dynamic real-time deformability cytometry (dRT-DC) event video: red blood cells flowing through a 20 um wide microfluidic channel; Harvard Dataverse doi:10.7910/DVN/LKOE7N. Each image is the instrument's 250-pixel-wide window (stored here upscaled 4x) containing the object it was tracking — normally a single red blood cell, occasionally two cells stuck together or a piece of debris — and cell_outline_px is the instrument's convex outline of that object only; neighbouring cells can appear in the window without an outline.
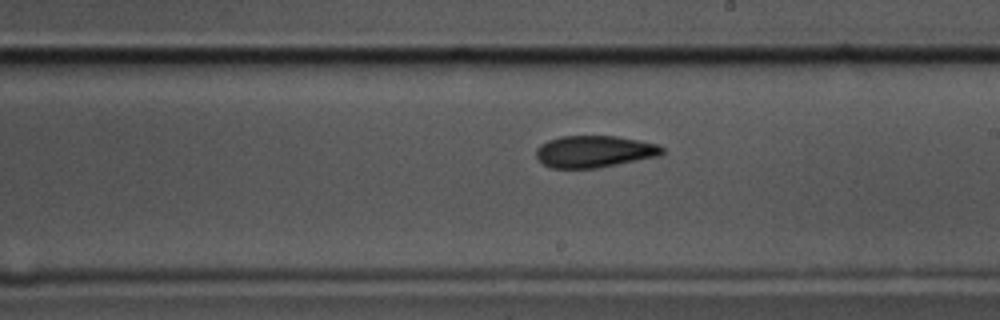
{"species": "common noctule bat (a hibernating species)", "species_latin": "Nyctalus noctula", "temperature_condition": "cold", "stored_images_in_passage": 42, "camera_frame_rate_fps": 3000, "um_per_image_px": 0.085, "animal": {"sex": "male", "body_mass_g": 17.5, "forearm_length_mm": 52.3}, "frame": {"image": 1, "passage_image": 27, "time_ms": 8.667, "image_size_px": [1000, 320], "cell_outline_px": [[664, 152], [660, 156], [596, 168], [552, 168], [544, 164], [536, 156], [536, 148], [540, 144], [548, 140], [560, 136], [616, 136], [640, 140], [660, 144], [664, 148]], "centroid_in_image_um": [50.55, 12.87], "position_along_channel_um": 238.5, "area_um2": 23.52}}
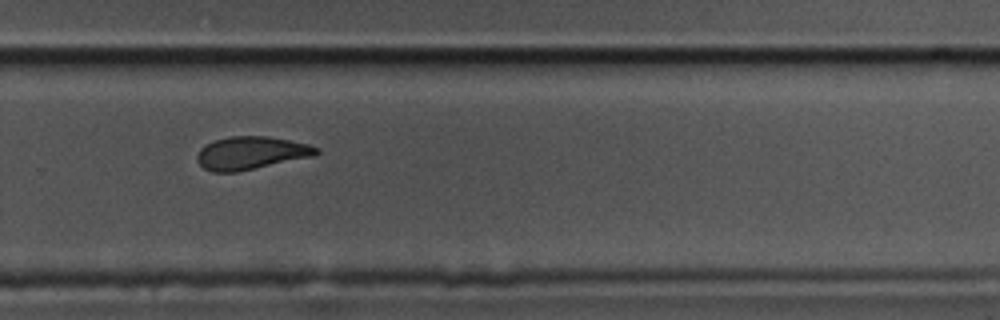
{"frame": {"image": 2, "passage_image": 33, "time_ms": 10.667, "image_size_px": [1000, 320], "cell_outline_px": [[320, 152], [316, 156], [236, 172], [212, 172], [204, 168], [196, 160], [196, 156], [200, 148], [216, 140], [228, 136], [268, 136], [308, 144], [320, 148]], "centroid_in_image_um": [21.37, 13.01], "position_along_channel_um": 308.4, "area_um2": 22.95}}
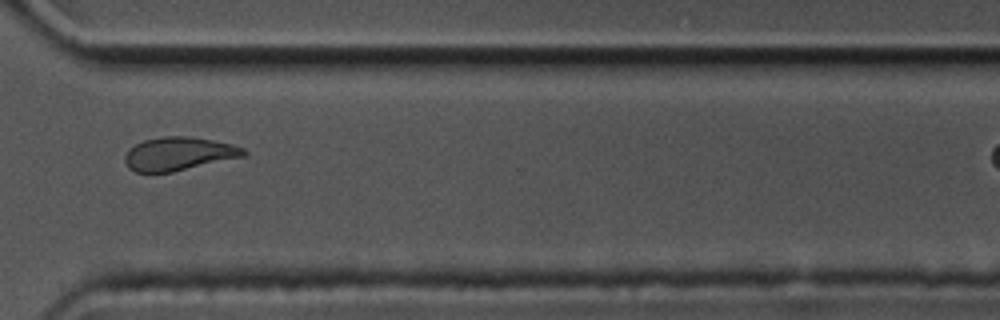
{"frame": {"image": 3, "passage_image": 37, "time_ms": 12.0, "image_size_px": [1000, 320], "cell_outline_px": [[248, 152], [244, 156], [172, 172], [136, 172], [128, 168], [124, 160], [124, 156], [128, 148], [144, 140], [164, 136], [192, 136], [232, 144], [244, 148]], "centroid_in_image_um": [15.17, 13.06], "position_along_channel_um": 355.4, "area_um2": 23.12}}